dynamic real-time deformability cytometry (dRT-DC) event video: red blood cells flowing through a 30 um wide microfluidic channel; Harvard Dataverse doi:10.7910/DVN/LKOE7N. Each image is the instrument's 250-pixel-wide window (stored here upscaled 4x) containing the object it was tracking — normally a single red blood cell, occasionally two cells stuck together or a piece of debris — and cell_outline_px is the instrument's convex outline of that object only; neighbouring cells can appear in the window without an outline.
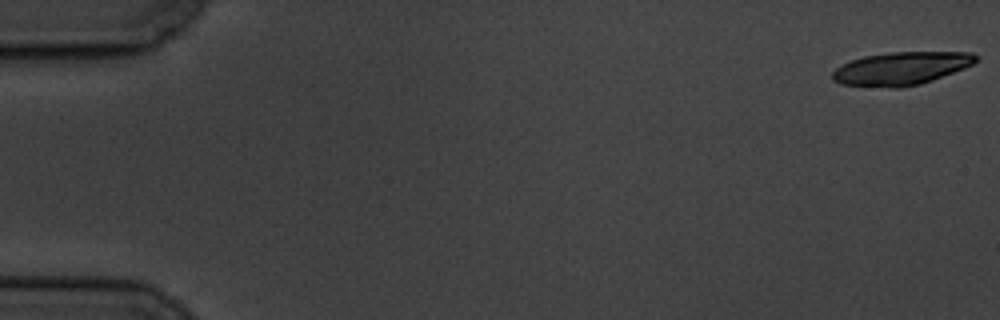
{"species": "common noctule bat (a hibernating species)", "species_latin": "Nyctalus noctula", "temperature_condition": "cold", "stored_images_in_passage": 18, "camera_frame_rate_fps": 3000, "um_per_image_px": 0.085, "animal": {"sex": "male", "body_mass_g": 19.5, "forearm_length_mm": 54.6}, "frame": {"image": 1, "passage_image": 1, "time_ms": 0.0, "image_size_px": [1000, 320], "cell_outline_px": [[976, 60], [972, 64], [964, 68], [932, 80], [920, 84], [900, 88], [892, 88], [840, 84], [832, 80], [832, 72], [836, 68], [852, 60], [864, 56], [892, 52], [972, 52], [976, 56]], "centroid_in_image_um": [76.57, 5.82], "position_along_channel_um": 8.4, "area_um2": 27.4}}